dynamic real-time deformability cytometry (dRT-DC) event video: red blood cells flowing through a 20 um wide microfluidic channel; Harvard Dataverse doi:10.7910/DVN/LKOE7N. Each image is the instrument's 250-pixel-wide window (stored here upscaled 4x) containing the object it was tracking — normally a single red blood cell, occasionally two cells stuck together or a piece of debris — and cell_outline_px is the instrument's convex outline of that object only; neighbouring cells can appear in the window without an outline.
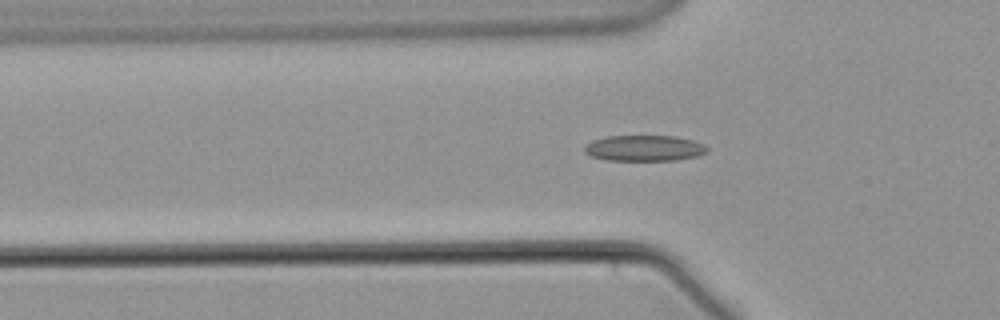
{"species": "common noctule bat (a hibernating species)", "species_latin": "Nyctalus noctula", "temperature_condition": "warm", "stored_images_in_passage": 62, "segment_of_instrument_passage": [1, 2], "camera_frame_rate_fps": 3000, "um_per_image_px": 0.085, "animal": {"sex": "male", "body_mass_g": 21.5, "forearm_length_mm": 52.0}, "frame": {"image": 1, "passage_image": 21, "time_ms": 6.667, "image_size_px": [1000, 320], "cell_outline_px": [[708, 152], [696, 156], [676, 160], [608, 160], [592, 156], [584, 152], [584, 148], [592, 140], [608, 136], [676, 136], [692, 140], [704, 144], [708, 148]], "centroid_in_image_um": [54.79, 12.59], "position_along_channel_um": 71.0, "area_um2": 18.38}}
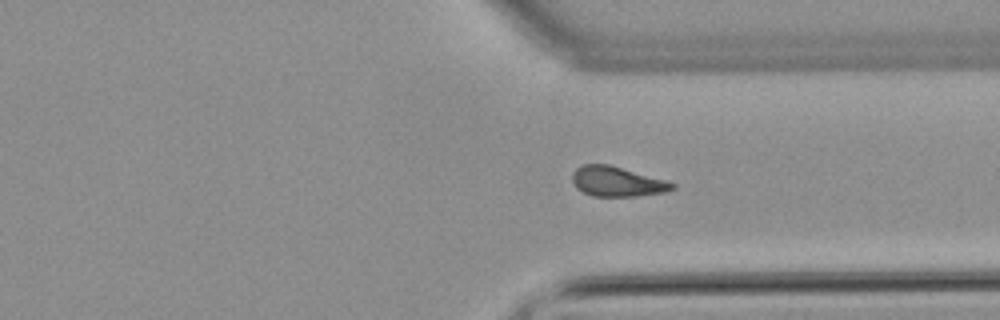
{"frame": {"image": 2, "passage_image": 46, "time_ms": 15.0, "image_size_px": [1000, 320], "cell_outline_px": [[676, 188], [664, 192], [636, 196], [592, 196], [576, 188], [572, 180], [572, 172], [576, 168], [584, 164], [608, 164], [664, 180], [676, 184]], "centroid_in_image_um": [52.41, 15.43], "position_along_channel_um": 359.0, "area_um2": 17.22}}
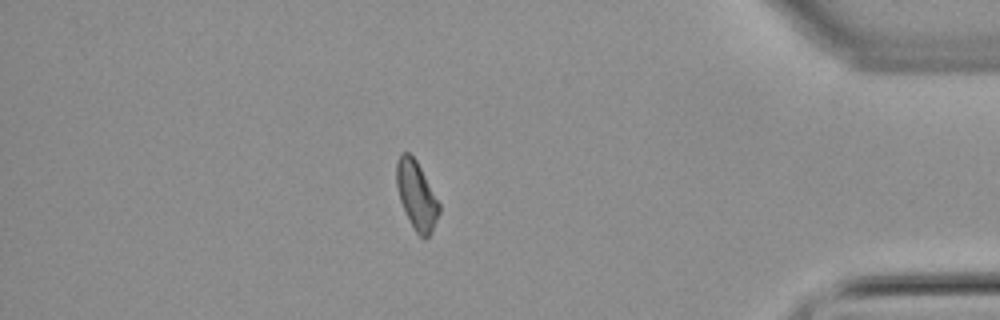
{"frame": {"image": 3, "passage_image": 53, "time_ms": 17.333, "image_size_px": [1000, 320], "cell_outline_px": [[440, 212], [432, 232], [424, 240], [416, 232], [400, 200], [396, 184], [396, 160], [400, 152], [408, 152], [416, 160], [440, 204]], "centroid_in_image_um": [35.4, 16.59], "position_along_channel_um": 399.8, "area_um2": 16.76}}